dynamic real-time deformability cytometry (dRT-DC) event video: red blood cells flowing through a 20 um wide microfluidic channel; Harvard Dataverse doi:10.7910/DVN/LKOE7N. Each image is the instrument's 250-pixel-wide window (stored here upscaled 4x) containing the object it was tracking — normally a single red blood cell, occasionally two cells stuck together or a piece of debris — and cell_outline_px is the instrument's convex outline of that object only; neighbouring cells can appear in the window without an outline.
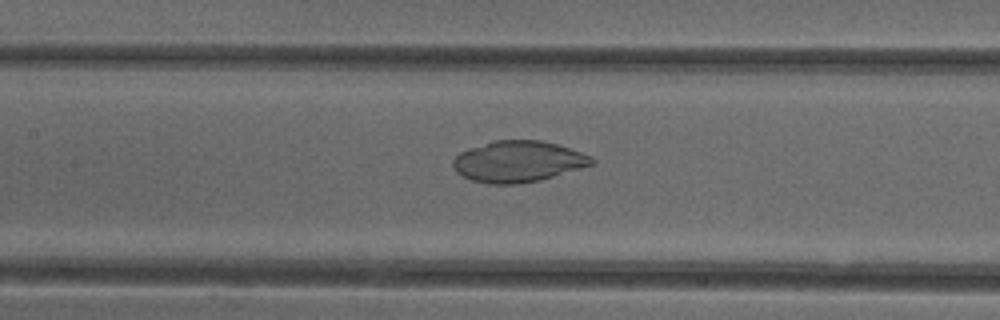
{"species": "common noctule bat (a hibernating species)", "species_latin": "Nyctalus noctula", "temperature_condition": "cold", "stored_images_in_passage": 30, "camera_frame_rate_fps": 3000, "um_per_image_px": 0.085, "animal": {"sex": "female"}, "frame": {"image": 1, "passage_image": 19, "time_ms": 6.0, "image_size_px": [1000, 320], "cell_outline_px": [[596, 164], [540, 180], [516, 184], [488, 184], [472, 180], [460, 176], [456, 172], [452, 164], [452, 160], [460, 152], [492, 140], [540, 140], [556, 144], [592, 156], [596, 160]], "centroid_in_image_um": [44.03, 13.73], "position_along_channel_um": 163.4, "area_um2": 33.41}}
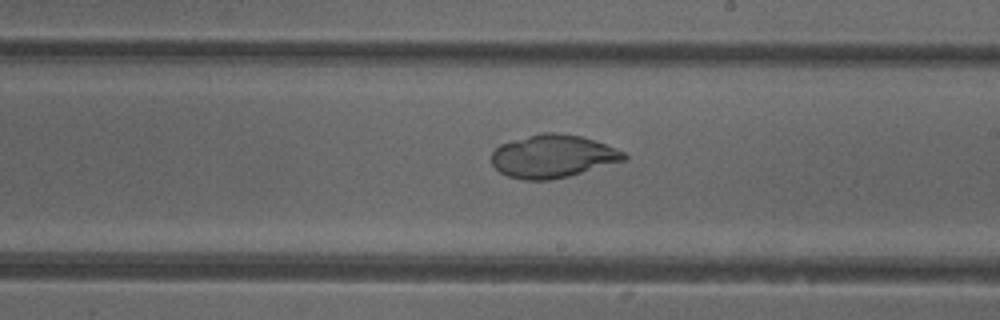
{"frame": {"image": 2, "passage_image": 25, "time_ms": 8.0, "image_size_px": [1000, 320], "cell_outline_px": [[628, 156], [624, 160], [568, 176], [548, 180], [524, 180], [508, 176], [500, 172], [492, 164], [492, 152], [500, 144], [512, 140], [540, 132], [556, 132], [580, 136], [604, 144], [624, 152]], "centroid_in_image_um": [46.94, 13.27], "position_along_channel_um": 242.1, "area_um2": 32.83}}
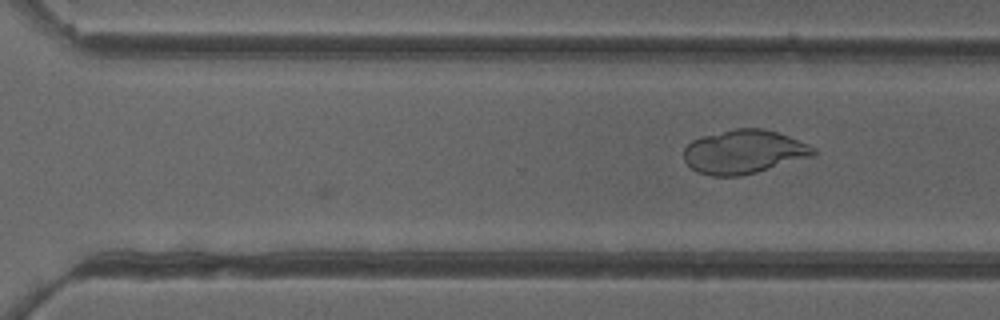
{"frame": {"image": 3, "passage_image": 30, "time_ms": 9.667, "image_size_px": [1000, 320], "cell_outline_px": [[816, 152], [812, 156], [756, 172], [740, 176], [712, 176], [696, 172], [684, 160], [684, 148], [692, 140], [700, 136], [736, 128], [760, 128], [776, 132], [788, 136], [816, 148]], "centroid_in_image_um": [63.19, 12.9], "position_along_channel_um": 307.4, "area_um2": 32.83}}